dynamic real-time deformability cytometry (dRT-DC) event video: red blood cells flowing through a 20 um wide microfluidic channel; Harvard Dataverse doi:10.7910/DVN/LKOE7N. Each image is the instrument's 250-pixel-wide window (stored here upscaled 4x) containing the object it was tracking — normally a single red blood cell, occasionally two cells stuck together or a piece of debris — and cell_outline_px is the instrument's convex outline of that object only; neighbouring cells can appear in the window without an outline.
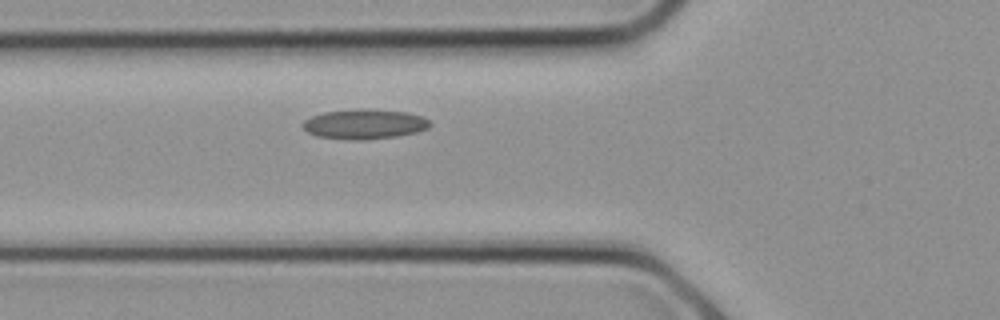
{"species": "common noctule bat (a hibernating species)", "species_latin": "Nyctalus noctula", "temperature_condition": "cold", "stored_images_in_passage": 7, "camera_frame_rate_fps": 3000, "um_per_image_px": 0.085, "animal": {"sex": "female", "body_mass_g": 21.9}, "frame": {"image": 1, "passage_image": 7, "time_ms": 2.0, "image_size_px": [1000, 320], "cell_outline_px": [[432, 124], [428, 128], [416, 132], [396, 136], [364, 140], [352, 140], [316, 136], [308, 132], [300, 124], [304, 120], [312, 116], [324, 112], [360, 108], [372, 108], [408, 112], [420, 116], [428, 120]], "centroid_in_image_um": [30.97, 10.53], "position_along_channel_um": 94.8, "area_um2": 22.31}}